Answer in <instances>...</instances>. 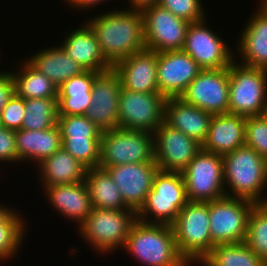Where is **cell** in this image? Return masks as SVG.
<instances>
[{"label": "cell", "instance_id": "30bf717a", "mask_svg": "<svg viewBox=\"0 0 267 266\" xmlns=\"http://www.w3.org/2000/svg\"><path fill=\"white\" fill-rule=\"evenodd\" d=\"M254 205V202L247 199L228 196L209 201L212 242L215 245L244 242L248 217Z\"/></svg>", "mask_w": 267, "mask_h": 266}, {"label": "cell", "instance_id": "ffe728a7", "mask_svg": "<svg viewBox=\"0 0 267 266\" xmlns=\"http://www.w3.org/2000/svg\"><path fill=\"white\" fill-rule=\"evenodd\" d=\"M157 62L158 53L146 48L120 60L113 69L118 73L123 89L141 93L159 92Z\"/></svg>", "mask_w": 267, "mask_h": 266}, {"label": "cell", "instance_id": "e575fe53", "mask_svg": "<svg viewBox=\"0 0 267 266\" xmlns=\"http://www.w3.org/2000/svg\"><path fill=\"white\" fill-rule=\"evenodd\" d=\"M100 139H62L61 147L69 152L87 169L98 168L100 159Z\"/></svg>", "mask_w": 267, "mask_h": 266}, {"label": "cell", "instance_id": "6da1fadb", "mask_svg": "<svg viewBox=\"0 0 267 266\" xmlns=\"http://www.w3.org/2000/svg\"><path fill=\"white\" fill-rule=\"evenodd\" d=\"M118 9L105 10L85 20L94 31L104 58L112 66L146 49L142 11Z\"/></svg>", "mask_w": 267, "mask_h": 266}, {"label": "cell", "instance_id": "7bdbcfd3", "mask_svg": "<svg viewBox=\"0 0 267 266\" xmlns=\"http://www.w3.org/2000/svg\"><path fill=\"white\" fill-rule=\"evenodd\" d=\"M129 9L143 11L147 7L156 5L159 3V0H127Z\"/></svg>", "mask_w": 267, "mask_h": 266}, {"label": "cell", "instance_id": "7a4b0ae2", "mask_svg": "<svg viewBox=\"0 0 267 266\" xmlns=\"http://www.w3.org/2000/svg\"><path fill=\"white\" fill-rule=\"evenodd\" d=\"M226 196L260 204L267 191V159L246 145L223 155Z\"/></svg>", "mask_w": 267, "mask_h": 266}, {"label": "cell", "instance_id": "83f0119b", "mask_svg": "<svg viewBox=\"0 0 267 266\" xmlns=\"http://www.w3.org/2000/svg\"><path fill=\"white\" fill-rule=\"evenodd\" d=\"M98 73L85 70L58 88V116L86 114L92 103L93 80Z\"/></svg>", "mask_w": 267, "mask_h": 266}, {"label": "cell", "instance_id": "836d02e7", "mask_svg": "<svg viewBox=\"0 0 267 266\" xmlns=\"http://www.w3.org/2000/svg\"><path fill=\"white\" fill-rule=\"evenodd\" d=\"M244 242L267 264V210L260 204L250 211Z\"/></svg>", "mask_w": 267, "mask_h": 266}, {"label": "cell", "instance_id": "4dcf8cb0", "mask_svg": "<svg viewBox=\"0 0 267 266\" xmlns=\"http://www.w3.org/2000/svg\"><path fill=\"white\" fill-rule=\"evenodd\" d=\"M199 266H267L245 242L217 244Z\"/></svg>", "mask_w": 267, "mask_h": 266}, {"label": "cell", "instance_id": "5b68a950", "mask_svg": "<svg viewBox=\"0 0 267 266\" xmlns=\"http://www.w3.org/2000/svg\"><path fill=\"white\" fill-rule=\"evenodd\" d=\"M176 246L190 266L213 249L209 227V202H188L172 223Z\"/></svg>", "mask_w": 267, "mask_h": 266}, {"label": "cell", "instance_id": "484cf974", "mask_svg": "<svg viewBox=\"0 0 267 266\" xmlns=\"http://www.w3.org/2000/svg\"><path fill=\"white\" fill-rule=\"evenodd\" d=\"M31 56V57H30ZM26 60L39 72L43 73L59 88L65 81L84 72V68L74 61L58 45L46 47L30 55Z\"/></svg>", "mask_w": 267, "mask_h": 266}, {"label": "cell", "instance_id": "f1b7e54d", "mask_svg": "<svg viewBox=\"0 0 267 266\" xmlns=\"http://www.w3.org/2000/svg\"><path fill=\"white\" fill-rule=\"evenodd\" d=\"M9 71L14 82V92L24 99L57 98V86L43 73L36 70L26 59Z\"/></svg>", "mask_w": 267, "mask_h": 266}, {"label": "cell", "instance_id": "d4e9b609", "mask_svg": "<svg viewBox=\"0 0 267 266\" xmlns=\"http://www.w3.org/2000/svg\"><path fill=\"white\" fill-rule=\"evenodd\" d=\"M19 163L40 164L61 148L62 139L58 125L44 130L15 131ZM35 163V164H34Z\"/></svg>", "mask_w": 267, "mask_h": 266}, {"label": "cell", "instance_id": "9c48e42d", "mask_svg": "<svg viewBox=\"0 0 267 266\" xmlns=\"http://www.w3.org/2000/svg\"><path fill=\"white\" fill-rule=\"evenodd\" d=\"M181 173L189 202H209L226 196L222 155L201 149Z\"/></svg>", "mask_w": 267, "mask_h": 266}, {"label": "cell", "instance_id": "d6986e66", "mask_svg": "<svg viewBox=\"0 0 267 266\" xmlns=\"http://www.w3.org/2000/svg\"><path fill=\"white\" fill-rule=\"evenodd\" d=\"M257 2L256 11L236 39L235 60L245 66L267 69V8L260 0Z\"/></svg>", "mask_w": 267, "mask_h": 266}, {"label": "cell", "instance_id": "bcb514c9", "mask_svg": "<svg viewBox=\"0 0 267 266\" xmlns=\"http://www.w3.org/2000/svg\"><path fill=\"white\" fill-rule=\"evenodd\" d=\"M260 2L267 8V0H261Z\"/></svg>", "mask_w": 267, "mask_h": 266}, {"label": "cell", "instance_id": "52a82bcc", "mask_svg": "<svg viewBox=\"0 0 267 266\" xmlns=\"http://www.w3.org/2000/svg\"><path fill=\"white\" fill-rule=\"evenodd\" d=\"M267 110V69L249 67L234 60L229 66L228 113L261 116Z\"/></svg>", "mask_w": 267, "mask_h": 266}, {"label": "cell", "instance_id": "4fadbf2b", "mask_svg": "<svg viewBox=\"0 0 267 266\" xmlns=\"http://www.w3.org/2000/svg\"><path fill=\"white\" fill-rule=\"evenodd\" d=\"M146 48L159 52L182 50L189 22L159 4L142 11Z\"/></svg>", "mask_w": 267, "mask_h": 266}, {"label": "cell", "instance_id": "1f68e13d", "mask_svg": "<svg viewBox=\"0 0 267 266\" xmlns=\"http://www.w3.org/2000/svg\"><path fill=\"white\" fill-rule=\"evenodd\" d=\"M27 221L15 210L0 224V264L14 259L27 236Z\"/></svg>", "mask_w": 267, "mask_h": 266}, {"label": "cell", "instance_id": "4316f807", "mask_svg": "<svg viewBox=\"0 0 267 266\" xmlns=\"http://www.w3.org/2000/svg\"><path fill=\"white\" fill-rule=\"evenodd\" d=\"M37 168L41 188L85 181L87 172V168L62 147L52 156L45 158Z\"/></svg>", "mask_w": 267, "mask_h": 266}, {"label": "cell", "instance_id": "9a60e30c", "mask_svg": "<svg viewBox=\"0 0 267 266\" xmlns=\"http://www.w3.org/2000/svg\"><path fill=\"white\" fill-rule=\"evenodd\" d=\"M155 162L161 171L182 172L202 149L195 139L163 122L153 133Z\"/></svg>", "mask_w": 267, "mask_h": 266}, {"label": "cell", "instance_id": "cb8c5ba5", "mask_svg": "<svg viewBox=\"0 0 267 266\" xmlns=\"http://www.w3.org/2000/svg\"><path fill=\"white\" fill-rule=\"evenodd\" d=\"M246 117L237 114L213 115L202 149L225 155L245 145Z\"/></svg>", "mask_w": 267, "mask_h": 266}, {"label": "cell", "instance_id": "74e56055", "mask_svg": "<svg viewBox=\"0 0 267 266\" xmlns=\"http://www.w3.org/2000/svg\"><path fill=\"white\" fill-rule=\"evenodd\" d=\"M158 4L189 23L199 22L207 18L202 0H159Z\"/></svg>", "mask_w": 267, "mask_h": 266}, {"label": "cell", "instance_id": "f6af8a7d", "mask_svg": "<svg viewBox=\"0 0 267 266\" xmlns=\"http://www.w3.org/2000/svg\"><path fill=\"white\" fill-rule=\"evenodd\" d=\"M260 205L267 210V196H264V199L262 200Z\"/></svg>", "mask_w": 267, "mask_h": 266}, {"label": "cell", "instance_id": "ee69618b", "mask_svg": "<svg viewBox=\"0 0 267 266\" xmlns=\"http://www.w3.org/2000/svg\"><path fill=\"white\" fill-rule=\"evenodd\" d=\"M7 206V207H6ZM11 206L0 204V224L14 211Z\"/></svg>", "mask_w": 267, "mask_h": 266}, {"label": "cell", "instance_id": "277c9868", "mask_svg": "<svg viewBox=\"0 0 267 266\" xmlns=\"http://www.w3.org/2000/svg\"><path fill=\"white\" fill-rule=\"evenodd\" d=\"M137 214L131 209L92 208L78 227V236L101 256L123 249ZM122 248V249H121Z\"/></svg>", "mask_w": 267, "mask_h": 266}, {"label": "cell", "instance_id": "44dd1931", "mask_svg": "<svg viewBox=\"0 0 267 266\" xmlns=\"http://www.w3.org/2000/svg\"><path fill=\"white\" fill-rule=\"evenodd\" d=\"M41 189L50 207H53V210L62 218L75 222L77 229L92 211L93 207L85 181L43 186Z\"/></svg>", "mask_w": 267, "mask_h": 266}, {"label": "cell", "instance_id": "603a6c76", "mask_svg": "<svg viewBox=\"0 0 267 266\" xmlns=\"http://www.w3.org/2000/svg\"><path fill=\"white\" fill-rule=\"evenodd\" d=\"M212 117L210 112L188 104L180 97H170L166 100L164 122L201 145L207 139Z\"/></svg>", "mask_w": 267, "mask_h": 266}, {"label": "cell", "instance_id": "f35d334b", "mask_svg": "<svg viewBox=\"0 0 267 266\" xmlns=\"http://www.w3.org/2000/svg\"><path fill=\"white\" fill-rule=\"evenodd\" d=\"M24 116L25 99L14 93L1 110V125L9 130L17 131L22 129Z\"/></svg>", "mask_w": 267, "mask_h": 266}, {"label": "cell", "instance_id": "3957f363", "mask_svg": "<svg viewBox=\"0 0 267 266\" xmlns=\"http://www.w3.org/2000/svg\"><path fill=\"white\" fill-rule=\"evenodd\" d=\"M123 249L142 266H190L177 249L171 225L136 220Z\"/></svg>", "mask_w": 267, "mask_h": 266}, {"label": "cell", "instance_id": "ab89813d", "mask_svg": "<svg viewBox=\"0 0 267 266\" xmlns=\"http://www.w3.org/2000/svg\"><path fill=\"white\" fill-rule=\"evenodd\" d=\"M15 141V131L4 127L0 128V164L1 162L2 164L19 163Z\"/></svg>", "mask_w": 267, "mask_h": 266}, {"label": "cell", "instance_id": "5bb4252c", "mask_svg": "<svg viewBox=\"0 0 267 266\" xmlns=\"http://www.w3.org/2000/svg\"><path fill=\"white\" fill-rule=\"evenodd\" d=\"M180 98L213 115L228 113L229 67L201 70Z\"/></svg>", "mask_w": 267, "mask_h": 266}, {"label": "cell", "instance_id": "d590c367", "mask_svg": "<svg viewBox=\"0 0 267 266\" xmlns=\"http://www.w3.org/2000/svg\"><path fill=\"white\" fill-rule=\"evenodd\" d=\"M61 139L101 138L102 131L85 115L58 116Z\"/></svg>", "mask_w": 267, "mask_h": 266}, {"label": "cell", "instance_id": "b9f144b4", "mask_svg": "<svg viewBox=\"0 0 267 266\" xmlns=\"http://www.w3.org/2000/svg\"><path fill=\"white\" fill-rule=\"evenodd\" d=\"M65 1L67 7H71L70 9H76L77 11L81 10L82 12H84L85 10H90L94 7H99L101 4L103 5L107 0H63ZM109 1V0H108ZM69 4V6H68ZM84 10V11H83Z\"/></svg>", "mask_w": 267, "mask_h": 266}, {"label": "cell", "instance_id": "7c38bea8", "mask_svg": "<svg viewBox=\"0 0 267 266\" xmlns=\"http://www.w3.org/2000/svg\"><path fill=\"white\" fill-rule=\"evenodd\" d=\"M207 21L204 19L189 24L183 50L202 70L228 68L235 60L236 51L230 47L231 44L221 38V35L218 36L219 34L209 27Z\"/></svg>", "mask_w": 267, "mask_h": 266}, {"label": "cell", "instance_id": "ac0fdd59", "mask_svg": "<svg viewBox=\"0 0 267 266\" xmlns=\"http://www.w3.org/2000/svg\"><path fill=\"white\" fill-rule=\"evenodd\" d=\"M202 69L183 49L158 53L157 81L164 97H180Z\"/></svg>", "mask_w": 267, "mask_h": 266}, {"label": "cell", "instance_id": "60d3db41", "mask_svg": "<svg viewBox=\"0 0 267 266\" xmlns=\"http://www.w3.org/2000/svg\"><path fill=\"white\" fill-rule=\"evenodd\" d=\"M14 82L9 70L0 75V114L7 101L14 94Z\"/></svg>", "mask_w": 267, "mask_h": 266}, {"label": "cell", "instance_id": "8992f818", "mask_svg": "<svg viewBox=\"0 0 267 266\" xmlns=\"http://www.w3.org/2000/svg\"><path fill=\"white\" fill-rule=\"evenodd\" d=\"M188 202L182 173L158 170L145 204L137 213V220L147 224L172 225Z\"/></svg>", "mask_w": 267, "mask_h": 266}, {"label": "cell", "instance_id": "d6a6232c", "mask_svg": "<svg viewBox=\"0 0 267 266\" xmlns=\"http://www.w3.org/2000/svg\"><path fill=\"white\" fill-rule=\"evenodd\" d=\"M58 99L34 98L25 99V116L22 129L44 130L57 125Z\"/></svg>", "mask_w": 267, "mask_h": 266}, {"label": "cell", "instance_id": "7402d4cb", "mask_svg": "<svg viewBox=\"0 0 267 266\" xmlns=\"http://www.w3.org/2000/svg\"><path fill=\"white\" fill-rule=\"evenodd\" d=\"M82 24L78 25L76 29L71 28L70 32L66 30L60 46L84 70L104 72L113 68L104 58L92 28L86 22Z\"/></svg>", "mask_w": 267, "mask_h": 266}, {"label": "cell", "instance_id": "f546056e", "mask_svg": "<svg viewBox=\"0 0 267 266\" xmlns=\"http://www.w3.org/2000/svg\"><path fill=\"white\" fill-rule=\"evenodd\" d=\"M85 183L93 208L128 209L110 175L101 168L87 169Z\"/></svg>", "mask_w": 267, "mask_h": 266}, {"label": "cell", "instance_id": "e0dca14e", "mask_svg": "<svg viewBox=\"0 0 267 266\" xmlns=\"http://www.w3.org/2000/svg\"><path fill=\"white\" fill-rule=\"evenodd\" d=\"M102 169L110 175L121 192L126 207L137 214L145 204L154 176L159 170L156 162L129 163Z\"/></svg>", "mask_w": 267, "mask_h": 266}, {"label": "cell", "instance_id": "7dc6e473", "mask_svg": "<svg viewBox=\"0 0 267 266\" xmlns=\"http://www.w3.org/2000/svg\"><path fill=\"white\" fill-rule=\"evenodd\" d=\"M5 71H6V70H4V71L2 70V71H1V68H0V75L3 74Z\"/></svg>", "mask_w": 267, "mask_h": 266}, {"label": "cell", "instance_id": "ba28073f", "mask_svg": "<svg viewBox=\"0 0 267 266\" xmlns=\"http://www.w3.org/2000/svg\"><path fill=\"white\" fill-rule=\"evenodd\" d=\"M147 162H155L153 133L119 127L102 132L99 168Z\"/></svg>", "mask_w": 267, "mask_h": 266}, {"label": "cell", "instance_id": "c3c4849f", "mask_svg": "<svg viewBox=\"0 0 267 266\" xmlns=\"http://www.w3.org/2000/svg\"><path fill=\"white\" fill-rule=\"evenodd\" d=\"M267 118V110L263 114Z\"/></svg>", "mask_w": 267, "mask_h": 266}, {"label": "cell", "instance_id": "8fae6325", "mask_svg": "<svg viewBox=\"0 0 267 266\" xmlns=\"http://www.w3.org/2000/svg\"><path fill=\"white\" fill-rule=\"evenodd\" d=\"M167 98L159 92H135L121 88L119 128L154 133L164 122Z\"/></svg>", "mask_w": 267, "mask_h": 266}, {"label": "cell", "instance_id": "8d00e7d4", "mask_svg": "<svg viewBox=\"0 0 267 266\" xmlns=\"http://www.w3.org/2000/svg\"><path fill=\"white\" fill-rule=\"evenodd\" d=\"M245 145L267 159V118L264 115L246 117Z\"/></svg>", "mask_w": 267, "mask_h": 266}, {"label": "cell", "instance_id": "2e32d148", "mask_svg": "<svg viewBox=\"0 0 267 266\" xmlns=\"http://www.w3.org/2000/svg\"><path fill=\"white\" fill-rule=\"evenodd\" d=\"M121 82L113 69L99 72L92 86V103L85 116L102 132L119 127V98Z\"/></svg>", "mask_w": 267, "mask_h": 266}]
</instances>
